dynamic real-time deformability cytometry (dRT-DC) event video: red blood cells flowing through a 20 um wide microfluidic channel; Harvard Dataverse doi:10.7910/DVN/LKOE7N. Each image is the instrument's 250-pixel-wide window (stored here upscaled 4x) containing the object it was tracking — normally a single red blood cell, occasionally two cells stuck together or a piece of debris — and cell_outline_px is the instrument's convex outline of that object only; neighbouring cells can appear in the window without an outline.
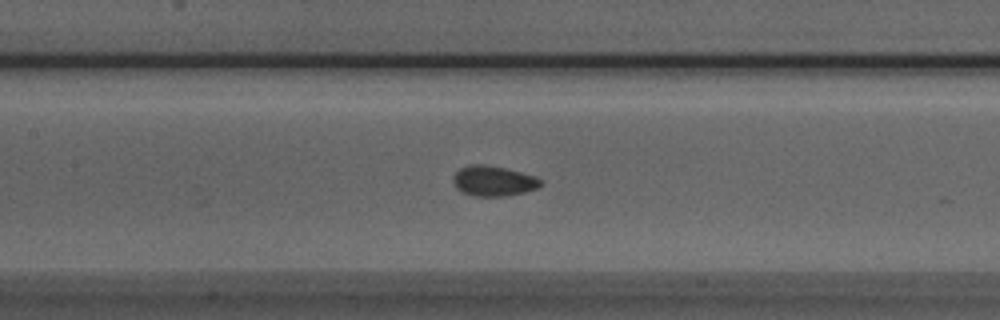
{"species": "Egyptian fruit bat (a non-hibernating species)", "species_latin": "Rousettus aegyptiacus", "temperature_condition": "room temperature", "stored_images_in_passage": 34, "camera_frame_rate_fps": 3000, "um_per_image_px": 0.085, "animal": {"sex": "male"}, "frame": {"image": 1, "passage_image": 13, "time_ms": 4.0, "image_size_px": [1000, 320], "cell_outline_px": [[544, 184], [536, 188], [524, 192], [504, 196], [472, 196], [456, 188], [452, 180], [452, 176], [460, 168], [468, 164], [484, 164], [504, 168], [536, 176], [544, 180]], "centroid_in_image_um": [41.94, 15.37], "position_along_channel_um": 165.5, "area_um2": 15.55}}
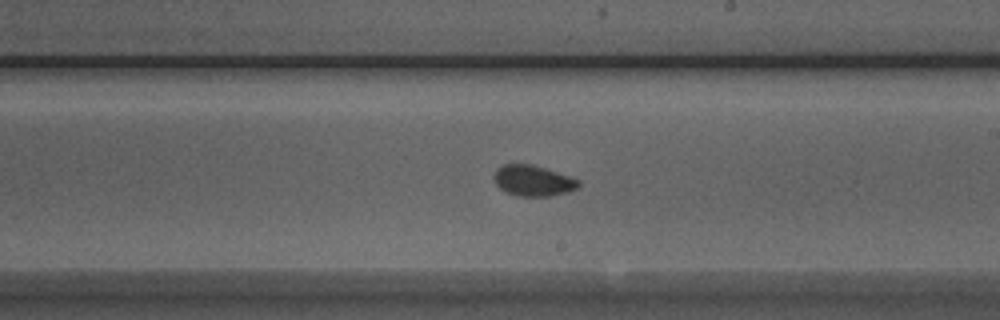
{"frame": {"image": 2, "passage_image": 19, "time_ms": 6.0, "image_size_px": [1000, 320], "cell_outline_px": [[580, 184], [576, 188], [568, 192], [548, 196], [516, 196], [500, 188], [496, 184], [492, 176], [496, 168], [504, 164], [532, 164], [580, 180]], "centroid_in_image_um": [45.27, 15.35], "position_along_channel_um": 243.7, "area_um2": 15.09}}
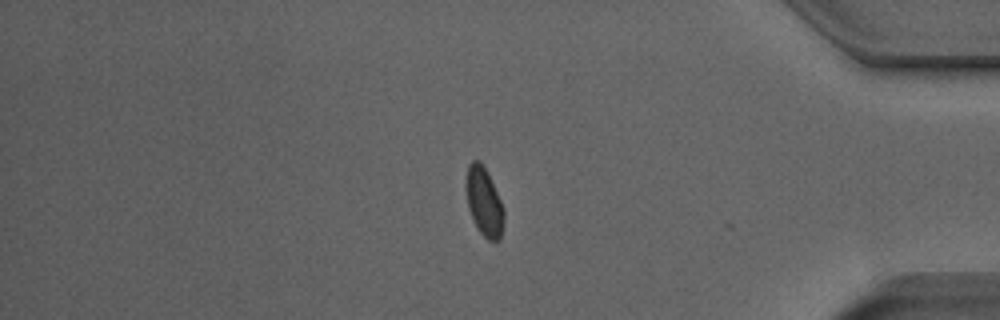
{"frame": {"image": 3, "passage_image": 33, "time_ms": 10.667, "image_size_px": [1000, 320], "cell_outline_px": [[504, 220], [500, 240], [488, 240], [480, 232], [472, 220], [468, 208], [464, 184], [468, 164], [472, 160], [480, 160], [504, 208]], "centroid_in_image_um": [41.11, 17.16], "position_along_channel_um": 394.1, "area_um2": 15.14}, "authors_computed_cell_mechanics": {"area_um2": 15.0858, "velocity_mm_per_s": 3.9357, "shape_relaxation_time_tau1_ms": 5.3266, "shape_relaxation_time_tau2_ms": 1.1265, "deformation_change_tau1": 0.0678, "deformation_change_tau2": 0.0422}}